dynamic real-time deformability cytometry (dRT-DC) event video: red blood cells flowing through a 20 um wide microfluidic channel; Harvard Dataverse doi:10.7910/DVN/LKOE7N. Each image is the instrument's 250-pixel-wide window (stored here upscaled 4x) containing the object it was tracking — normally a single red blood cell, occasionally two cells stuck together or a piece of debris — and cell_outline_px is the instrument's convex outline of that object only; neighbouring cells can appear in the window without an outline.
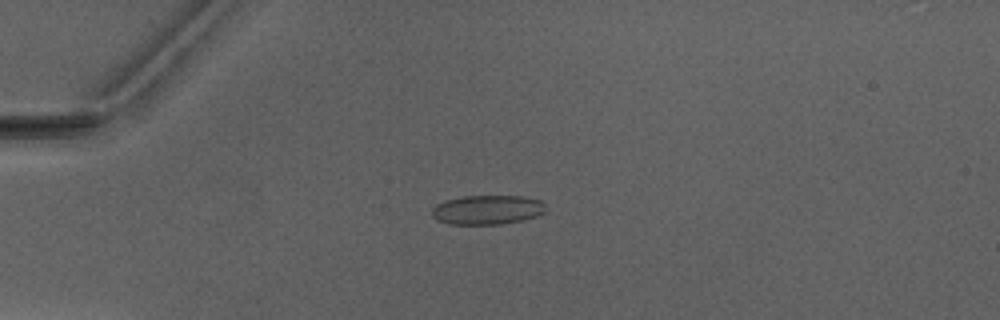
{"species": "Egyptian fruit bat (a non-hibernating species)", "species_latin": "Rousettus aegyptiacus", "temperature_condition": "warm", "stored_images_in_passage": 3, "camera_frame_rate_fps": 3000, "um_per_image_px": 0.085, "animal": {"sex": "male"}, "frame": {"image": 1, "passage_image": 1, "time_ms": 0.0, "image_size_px": [1000, 320], "cell_outline_px": [[544, 212], [536, 216], [520, 220], [500, 224], [448, 224], [436, 220], [432, 216], [432, 208], [436, 204], [444, 200], [464, 196], [524, 196], [540, 200], [544, 204]], "centroid_in_image_um": [41.37, 17.83], "position_along_channel_um": 43.6, "area_um2": 19.42}}
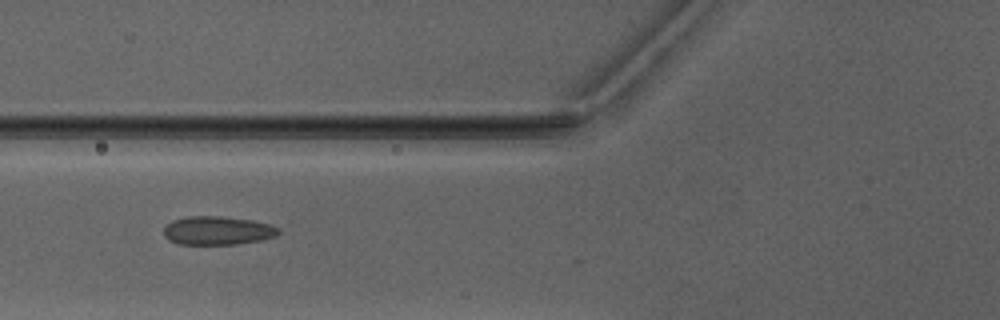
{"frame": {"image": 2, "passage_image": 3, "time_ms": 2.333, "image_size_px": [1000, 320], "cell_outline_px": [[280, 232], [276, 236], [260, 240], [236, 244], [180, 244], [168, 240], [164, 236], [164, 228], [172, 220], [188, 216], [220, 216], [252, 220], [268, 224], [280, 228]], "centroid_in_image_um": [18.48, 19.59], "position_along_channel_um": 107.3, "area_um2": 19.07}}